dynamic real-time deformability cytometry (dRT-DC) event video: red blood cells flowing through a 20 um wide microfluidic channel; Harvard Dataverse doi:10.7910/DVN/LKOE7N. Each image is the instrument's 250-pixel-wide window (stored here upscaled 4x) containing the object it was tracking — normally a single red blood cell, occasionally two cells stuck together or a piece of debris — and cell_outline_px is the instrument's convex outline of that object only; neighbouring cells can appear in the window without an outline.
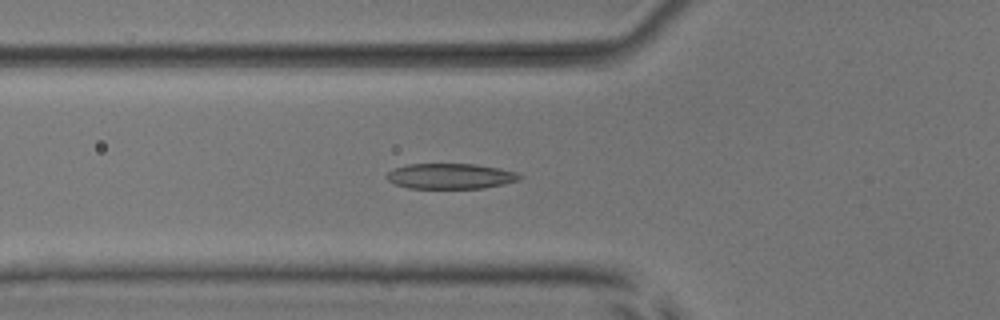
{"species": "common noctule bat (a hibernating species)", "species_latin": "Nyctalus noctula", "temperature_condition": "room temperature", "stored_images_in_passage": 35, "camera_frame_rate_fps": 3000, "um_per_image_px": 0.085, "animal": {"sex": "male", "body_mass_g": 17.9, "forearm_length_mm": 54.2}, "frame": {"image": 1, "passage_image": 11, "time_ms": 3.333, "image_size_px": [1000, 320], "cell_outline_px": [[524, 176], [520, 180], [504, 184], [484, 188], [408, 188], [396, 184], [388, 180], [384, 176], [388, 172], [396, 168], [408, 164], [476, 164], [500, 168], [516, 172]], "centroid_in_image_um": [38.33, 14.97], "position_along_channel_um": 87.5, "area_um2": 19.77}}
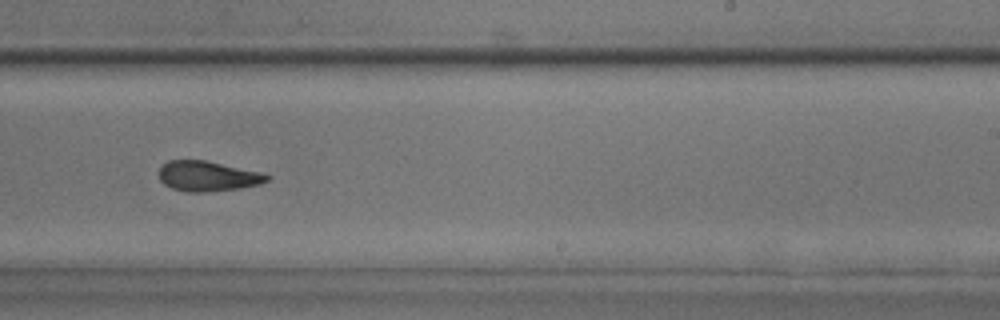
{"frame": {"image": 2, "passage_image": 25, "time_ms": 8.0, "image_size_px": [1000, 320], "cell_outline_px": [[272, 176], [268, 180], [260, 184], [240, 188], [204, 192], [188, 192], [172, 188], [164, 184], [160, 180], [160, 168], [168, 160], [204, 160], [260, 172]], "centroid_in_image_um": [17.66, 14.97], "position_along_channel_um": 271.3, "area_um2": 18.79}}
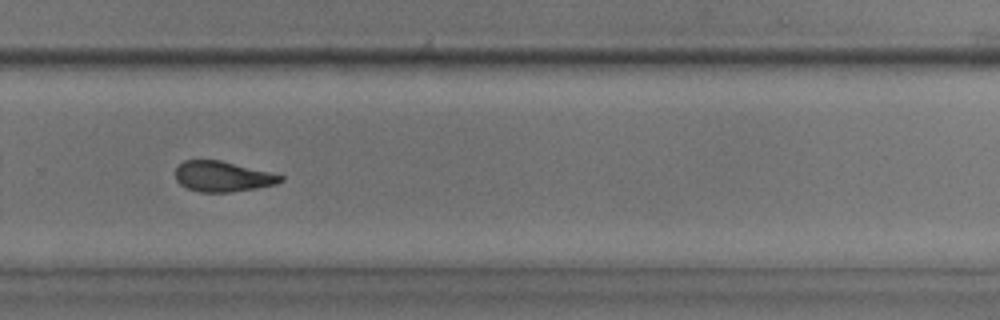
{"frame": {"image": 3, "passage_image": 28, "time_ms": 9.0, "image_size_px": [1000, 320], "cell_outline_px": [[284, 180], [276, 184], [256, 188], [228, 192], [200, 192], [188, 188], [180, 184], [176, 180], [176, 168], [184, 160], [220, 160], [284, 176]], "centroid_in_image_um": [18.91, 15.0], "position_along_channel_um": 310.9, "area_um2": 18.38}, "authors_computed_cell_mechanics": {"area_um2": 19.7676, "velocity_mm_per_s": 3.95, "shape_relaxation_time_tau1_ms": 3.0155, "shape_relaxation_time_tau2_ms": 1.621, "deformation_change_tau1": 0.1357, "deformation_change_tau2": 0.089}}